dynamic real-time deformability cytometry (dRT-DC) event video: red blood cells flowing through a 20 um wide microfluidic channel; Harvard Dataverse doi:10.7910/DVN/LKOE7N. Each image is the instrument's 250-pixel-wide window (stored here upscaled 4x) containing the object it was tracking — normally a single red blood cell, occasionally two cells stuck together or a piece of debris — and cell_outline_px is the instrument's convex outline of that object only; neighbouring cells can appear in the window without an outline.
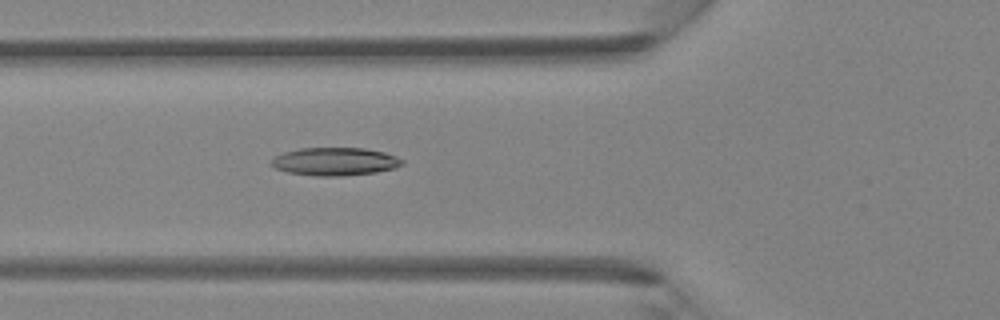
{"species": "Egyptian fruit bat (a non-hibernating species)", "species_latin": "Rousettus aegyptiacus", "temperature_condition": "room temperature", "stored_images_in_passage": 28, "camera_frame_rate_fps": 3000, "um_per_image_px": 0.085, "animal": {"sex": "female"}, "frame": {"image": 1, "passage_image": 3, "time_ms": 0.667, "image_size_px": [1000, 320], "cell_outline_px": [[404, 164], [396, 168], [376, 172], [340, 176], [312, 176], [288, 172], [276, 168], [268, 164], [276, 156], [284, 152], [300, 148], [364, 148], [384, 152], [396, 156], [404, 160]], "centroid_in_image_um": [28.48, 13.73], "position_along_channel_um": 97.3, "area_um2": 21.44}}
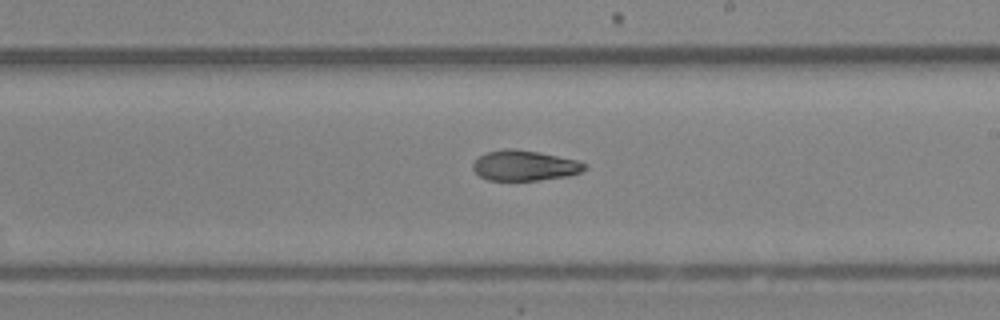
{"frame": {"image": 2, "passage_image": 13, "time_ms": 4.0, "image_size_px": [1000, 320], "cell_outline_px": [[588, 168], [580, 172], [568, 176], [540, 180], [488, 180], [480, 176], [472, 168], [472, 164], [480, 156], [488, 152], [504, 148], [512, 148], [540, 152], [576, 160], [588, 164]], "centroid_in_image_um": [44.61, 14.07], "position_along_channel_um": 244.4, "area_um2": 19.77}}
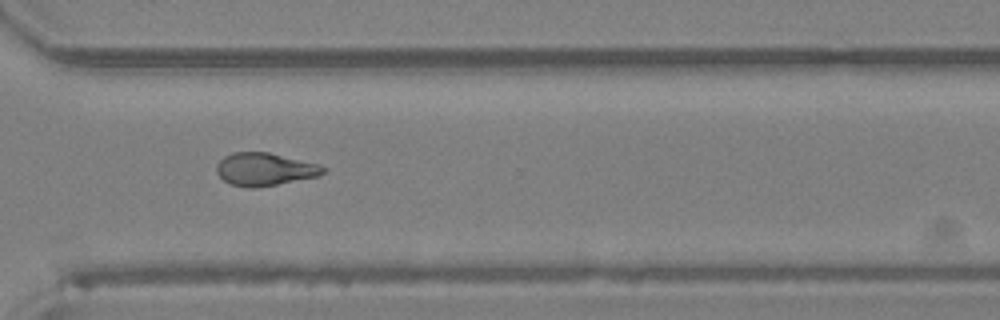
{"frame": {"image": 3, "passage_image": 20, "time_ms": 6.333, "image_size_px": [1000, 320], "cell_outline_px": [[328, 168], [320, 176], [256, 188], [248, 188], [232, 184], [224, 180], [216, 172], [216, 164], [224, 156], [232, 152], [268, 152], [316, 164]], "centroid_in_image_um": [22.48, 14.39], "position_along_channel_um": 348.1, "area_um2": 20.29}}